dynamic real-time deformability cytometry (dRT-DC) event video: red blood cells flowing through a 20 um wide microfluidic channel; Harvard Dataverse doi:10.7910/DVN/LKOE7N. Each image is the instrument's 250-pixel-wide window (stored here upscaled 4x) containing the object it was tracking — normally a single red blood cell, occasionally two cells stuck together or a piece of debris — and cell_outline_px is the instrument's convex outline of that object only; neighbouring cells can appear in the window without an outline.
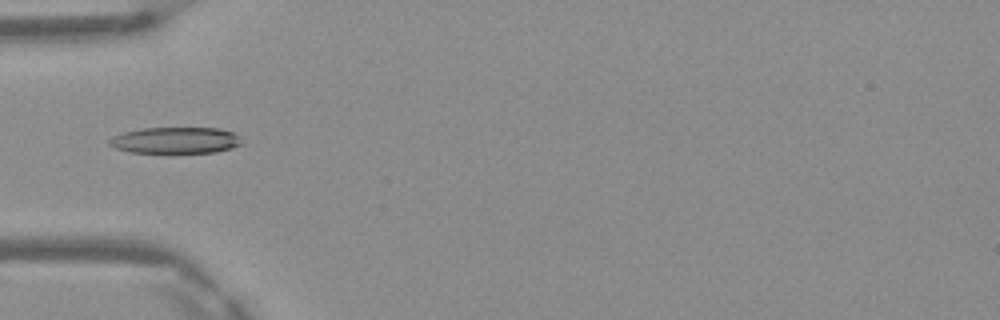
{"species": "Egyptian fruit bat (a non-hibernating species)", "species_latin": "Rousettus aegyptiacus", "temperature_condition": "warm", "stored_images_in_passage": 3, "camera_frame_rate_fps": 3000, "um_per_image_px": 0.085, "frame": {"image": 1, "passage_image": 3, "time_ms": 0.667, "image_size_px": [1000, 320], "cell_outline_px": [[240, 144], [232, 148], [216, 152], [132, 152], [116, 148], [108, 144], [108, 140], [112, 136], [124, 132], [144, 128], [220, 128], [232, 132], [240, 136]], "centroid_in_image_um": [14.91, 11.91], "position_along_channel_um": 70.1, "area_um2": 20.11}}